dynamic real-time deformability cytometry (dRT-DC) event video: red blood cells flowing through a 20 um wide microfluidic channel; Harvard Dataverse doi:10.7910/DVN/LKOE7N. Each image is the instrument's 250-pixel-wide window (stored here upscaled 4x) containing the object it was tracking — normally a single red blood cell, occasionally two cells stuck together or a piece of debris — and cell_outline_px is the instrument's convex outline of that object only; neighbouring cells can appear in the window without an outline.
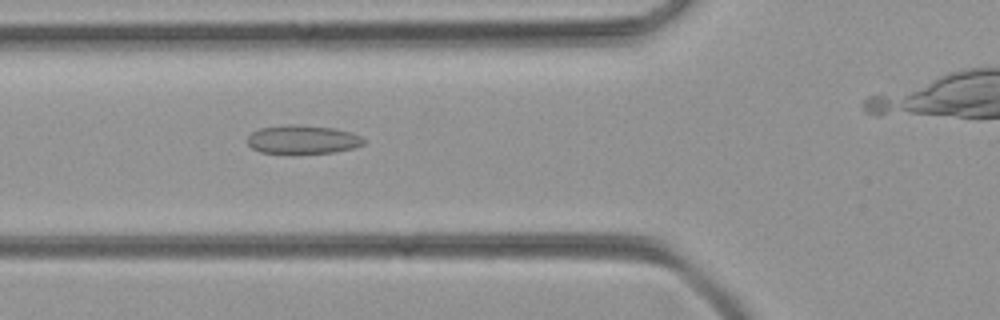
{"species": "common noctule bat (a hibernating species)", "species_latin": "Nyctalus noctula", "temperature_condition": "room temperature", "stored_images_in_passage": 37, "camera_frame_rate_fps": 3000, "um_per_image_px": 0.085, "animal": {"sex": "female", "body_mass_g": 21.9}, "frame": {"image": 1, "passage_image": 15, "time_ms": 4.667, "image_size_px": [1000, 320], "cell_outline_px": [[364, 144], [352, 148], [332, 152], [292, 156], [260, 152], [252, 148], [248, 144], [248, 136], [252, 132], [260, 128], [288, 124], [296, 124], [336, 128], [360, 136], [364, 140]], "centroid_in_image_um": [25.67, 11.89], "position_along_channel_um": 100.1, "area_um2": 20.0}}
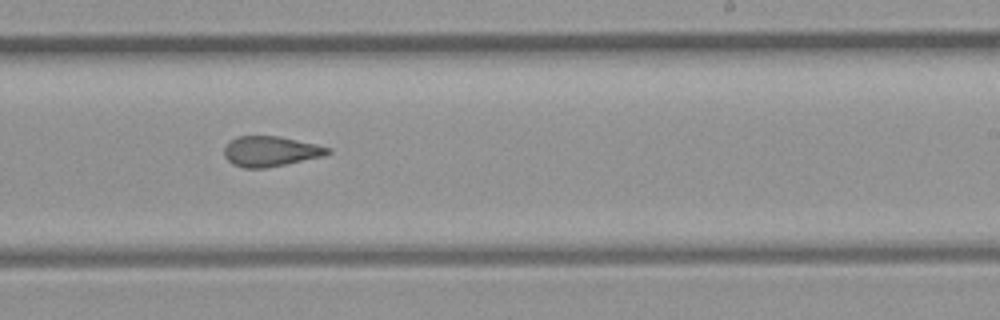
{"frame": {"image": 2, "passage_image": 27, "time_ms": 8.667, "image_size_px": [1000, 320], "cell_outline_px": [[332, 152], [324, 156], [264, 168], [244, 168], [232, 164], [224, 156], [224, 148], [236, 136], [276, 136], [316, 144], [332, 148]], "centroid_in_image_um": [23.0, 12.86], "position_along_channel_um": 266.0, "area_um2": 18.09}}
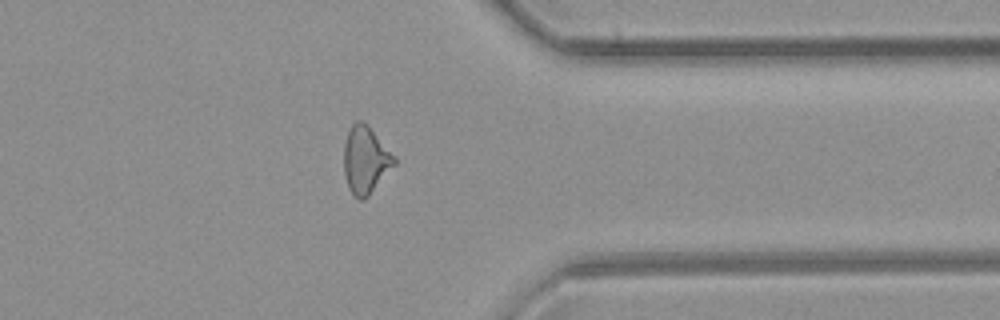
{"frame": {"image": 3, "passage_image": 36, "time_ms": 11.667, "image_size_px": [1000, 320], "cell_outline_px": [[396, 164], [368, 196], [364, 200], [360, 200], [348, 188], [344, 172], [344, 144], [348, 132], [352, 124], [356, 120], [360, 120], [368, 124], [396, 156]], "centroid_in_image_um": [31.09, 13.57], "position_along_channel_um": 380.3, "area_um2": 19.88}}